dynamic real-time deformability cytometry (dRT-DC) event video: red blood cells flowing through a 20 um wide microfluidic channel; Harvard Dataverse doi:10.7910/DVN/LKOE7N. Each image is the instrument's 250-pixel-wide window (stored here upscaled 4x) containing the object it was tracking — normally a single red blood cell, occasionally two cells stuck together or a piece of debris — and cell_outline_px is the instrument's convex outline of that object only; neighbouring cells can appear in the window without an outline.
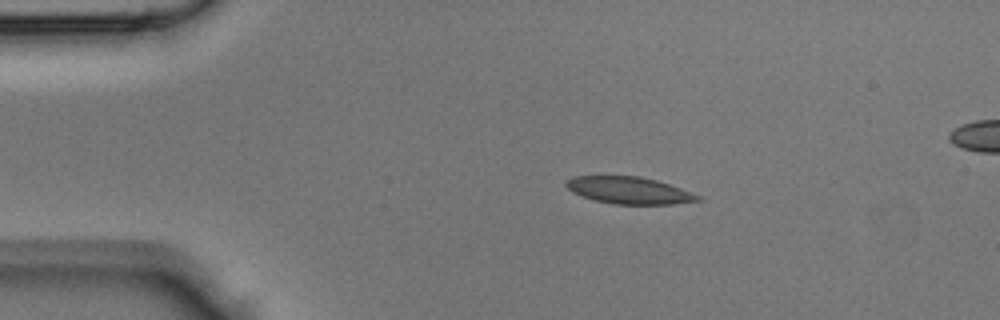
{"species": "Egyptian fruit bat (a non-hibernating species)", "species_latin": "Rousettus aegyptiacus", "temperature_condition": "room temperature", "stored_images_in_passage": 38, "segment_of_instrument_passage": [1, 2], "camera_frame_rate_fps": 3000, "um_per_image_px": 0.085, "animal": {"sex": "male"}, "frame": {"image": 1, "passage_image": 1, "time_ms": 0.0, "image_size_px": [1000, 320], "cell_outline_px": [[704, 200], [672, 204], [616, 204], [596, 200], [572, 192], [564, 184], [568, 180], [576, 176], [640, 176], [656, 180], [680, 188], [700, 196]], "centroid_in_image_um": [53.5, 16.18], "position_along_channel_um": 31.5, "area_um2": 20.4}}
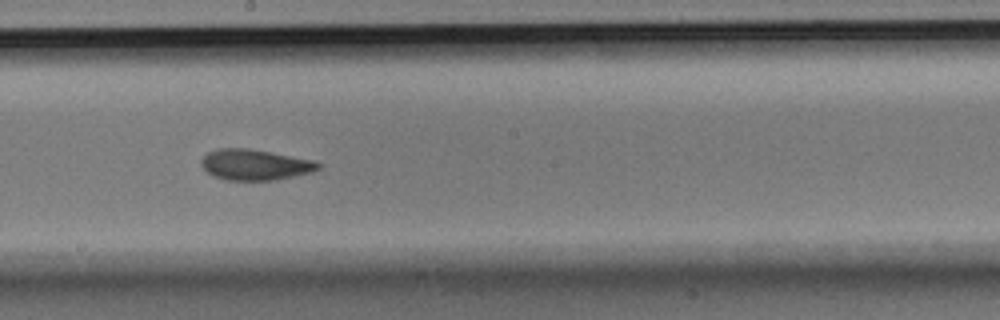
{"frame": {"image": 2, "passage_image": 17, "time_ms": 5.333, "image_size_px": [1000, 320], "cell_outline_px": [[320, 168], [312, 172], [272, 180], [228, 180], [216, 176], [208, 172], [200, 164], [200, 160], [208, 152], [216, 148], [248, 148], [272, 152], [316, 160], [320, 164]], "centroid_in_image_um": [21.68, 13.98], "position_along_channel_um": 226.5, "area_um2": 20.92}}
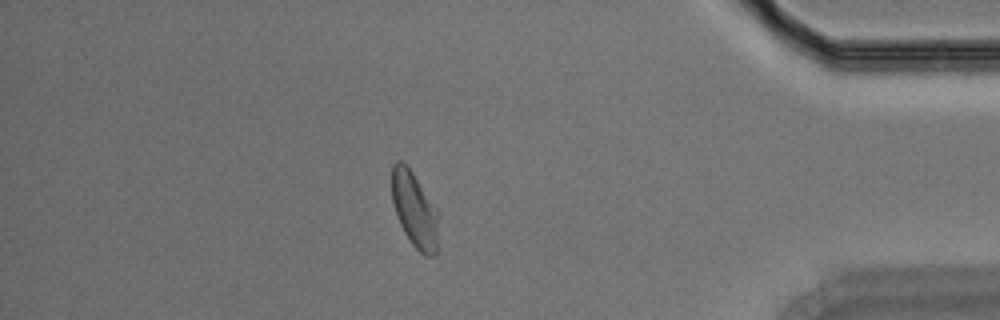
{"frame": {"image": 3, "passage_image": 31, "time_ms": 10.0, "image_size_px": [1000, 320], "cell_outline_px": [[440, 216], [436, 256], [424, 256], [412, 244], [404, 232], [396, 216], [392, 200], [392, 164], [396, 160], [400, 160], [412, 172], [440, 212]], "centroid_in_image_um": [35.27, 17.86], "position_along_channel_um": 399.9, "area_um2": 20.87}}